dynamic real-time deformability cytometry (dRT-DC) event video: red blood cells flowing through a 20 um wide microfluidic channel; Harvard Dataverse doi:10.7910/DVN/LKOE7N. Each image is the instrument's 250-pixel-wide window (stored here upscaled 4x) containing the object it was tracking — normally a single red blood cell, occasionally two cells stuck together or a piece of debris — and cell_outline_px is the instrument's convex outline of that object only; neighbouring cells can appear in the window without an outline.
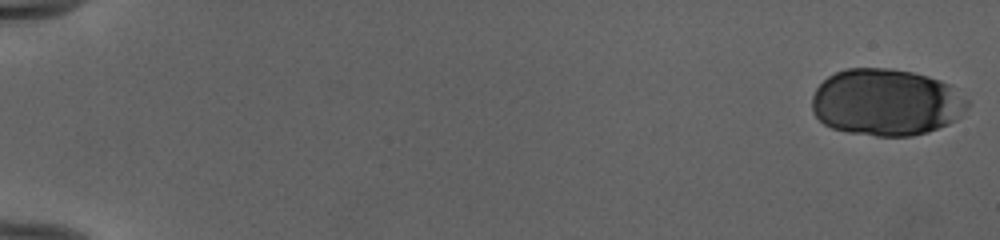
{"species": "human", "species_latin": "Homo sapiens", "temperature_condition": "cold", "stored_images_in_passage": 52, "camera_frame_rate_fps": 3000, "um_per_image_px": 0.085, "donor": {"sex": "female"}, "frame": {"image": 1, "passage_image": 1, "time_ms": 0.0, "image_size_px": [1000, 240], "cell_outline_px": [[956, 120], [948, 124], [928, 132], [912, 136], [876, 136], [848, 132], [832, 128], [824, 124], [812, 112], [812, 96], [816, 88], [828, 76], [836, 72], [848, 68], [892, 68], [912, 72], [928, 76], [952, 84], [956, 116]], "centroid_in_image_um": [75.12, 8.69], "position_along_channel_um": 9.9, "area_um2": 58.9}}
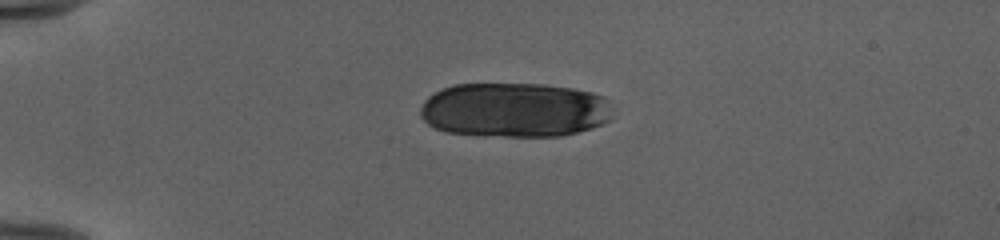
{"frame": {"image": 2, "passage_image": 14, "time_ms": 4.333, "image_size_px": [1000, 240], "cell_outline_px": [[612, 120], [604, 124], [592, 128], [560, 136], [504, 136], [444, 132], [428, 124], [420, 116], [420, 108], [424, 100], [428, 96], [452, 84], [544, 84], [572, 88], [592, 92], [604, 96], [612, 108]], "centroid_in_image_um": [43.76, 9.34], "position_along_channel_um": 41.2, "area_um2": 61.61}}
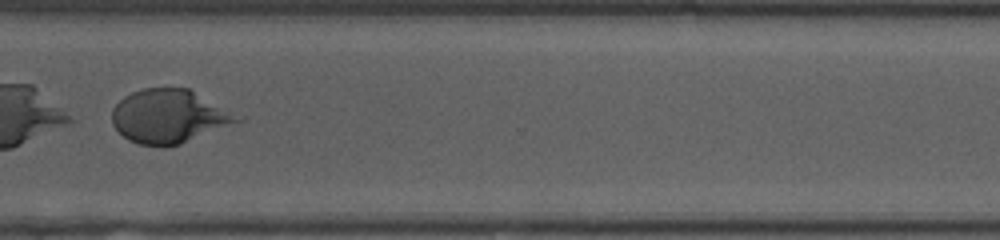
{"frame": {"image": 3, "passage_image": 42, "time_ms": 13.667, "image_size_px": [1000, 240], "cell_outline_px": [[244, 120], [180, 144], [164, 148], [140, 144], [128, 140], [112, 124], [112, 108], [124, 96], [132, 92], [144, 88], [188, 88], [244, 116]], "centroid_in_image_um": [14.41, 9.89], "position_along_channel_um": 356.2, "area_um2": 39.48}}